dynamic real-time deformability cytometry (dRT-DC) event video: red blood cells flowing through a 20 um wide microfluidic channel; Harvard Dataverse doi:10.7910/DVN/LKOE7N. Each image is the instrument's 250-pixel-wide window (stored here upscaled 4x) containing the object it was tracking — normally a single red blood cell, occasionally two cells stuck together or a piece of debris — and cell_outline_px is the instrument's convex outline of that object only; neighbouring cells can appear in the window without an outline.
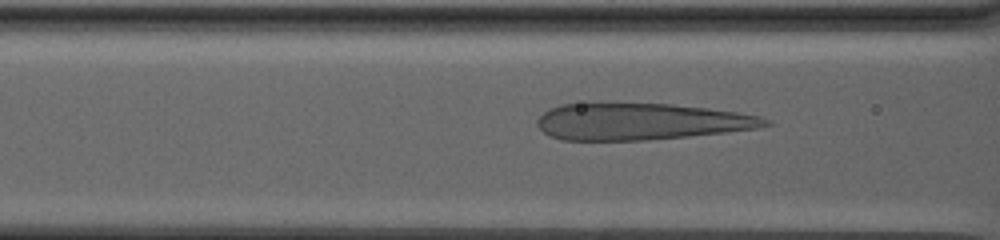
{"species": "human", "species_latin": "Homo sapiens", "temperature_condition": "warm", "stored_images_in_passage": 66, "camera_frame_rate_fps": 3000, "um_per_image_px": 0.085, "donor": {"sex": "male"}, "frame": {"image": 1, "passage_image": 20, "time_ms": 6.333, "image_size_px": [1000, 240], "cell_outline_px": [[772, 124], [760, 128], [688, 136], [648, 140], [560, 140], [544, 132], [536, 124], [536, 120], [548, 108], [560, 104], [672, 104], [708, 108], [736, 112], [760, 116], [772, 120]], "centroid_in_image_um": [54.49, 10.34], "position_along_channel_um": 112.1, "area_um2": 48.55}}
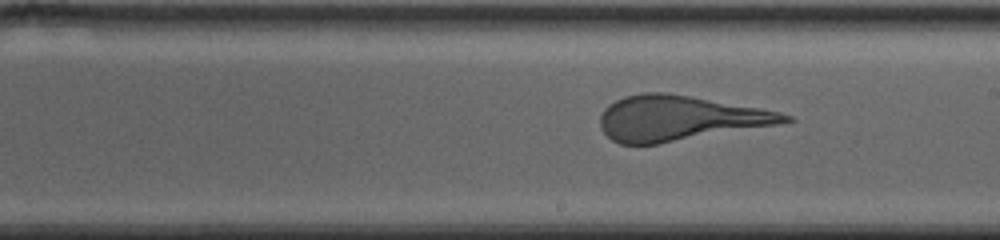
{"frame": {"image": 2, "passage_image": 34, "time_ms": 11.0, "image_size_px": [1000, 240], "cell_outline_px": [[796, 120], [776, 124], [660, 144], [620, 144], [612, 140], [600, 128], [600, 116], [604, 108], [608, 104], [624, 96], [644, 92], [664, 92], [760, 108], [780, 112], [792, 116]], "centroid_in_image_um": [57.69, 10.05], "position_along_channel_um": 231.3, "area_um2": 48.09}}
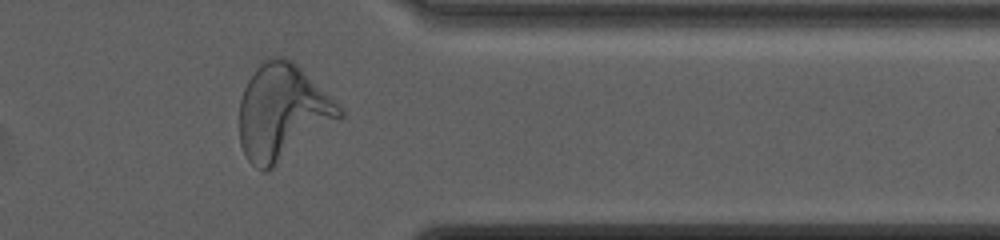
{"frame": {"image": 3, "passage_image": 53, "time_ms": 17.333, "image_size_px": [1000, 240], "cell_outline_px": [[344, 116], [268, 172], [264, 172], [256, 168], [248, 160], [240, 144], [240, 100], [244, 88], [248, 80], [260, 60], [268, 56], [284, 56], [296, 64], [336, 100], [344, 108]], "centroid_in_image_um": [24.01, 9.52], "position_along_channel_um": 387.4, "area_um2": 56.18}}